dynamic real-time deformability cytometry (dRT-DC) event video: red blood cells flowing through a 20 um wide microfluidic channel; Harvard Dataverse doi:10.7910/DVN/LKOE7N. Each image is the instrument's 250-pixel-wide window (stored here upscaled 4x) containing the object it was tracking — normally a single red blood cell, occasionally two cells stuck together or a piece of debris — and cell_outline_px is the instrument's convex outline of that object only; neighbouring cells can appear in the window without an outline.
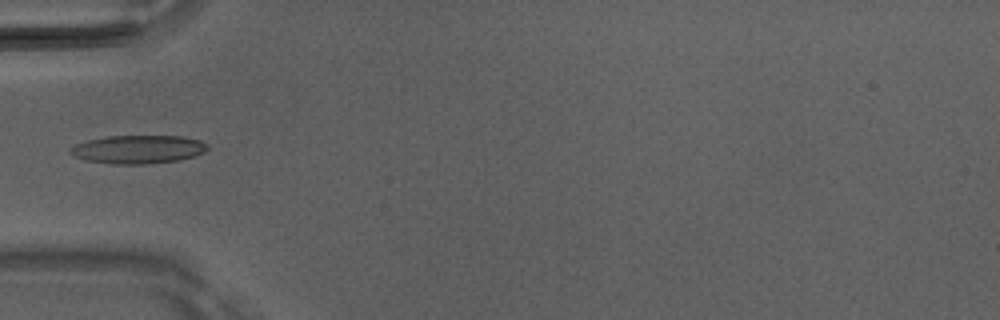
{"species": "Egyptian fruit bat (a non-hibernating species)", "species_latin": "Rousettus aegyptiacus", "temperature_condition": "room temperature", "stored_images_in_passage": 4, "camera_frame_rate_fps": 3000, "um_per_image_px": 0.085, "animal": {"sex": "male"}, "frame": {"image": 1, "passage_image": 4, "time_ms": 1.0, "image_size_px": [1000, 320], "cell_outline_px": [[208, 148], [204, 152], [196, 156], [180, 160], [144, 164], [112, 164], [84, 160], [68, 152], [68, 148], [76, 144], [88, 140], [108, 136], [184, 136], [200, 140], [208, 144]], "centroid_in_image_um": [11.75, 12.69], "position_along_channel_um": 73.2, "area_um2": 22.83}}